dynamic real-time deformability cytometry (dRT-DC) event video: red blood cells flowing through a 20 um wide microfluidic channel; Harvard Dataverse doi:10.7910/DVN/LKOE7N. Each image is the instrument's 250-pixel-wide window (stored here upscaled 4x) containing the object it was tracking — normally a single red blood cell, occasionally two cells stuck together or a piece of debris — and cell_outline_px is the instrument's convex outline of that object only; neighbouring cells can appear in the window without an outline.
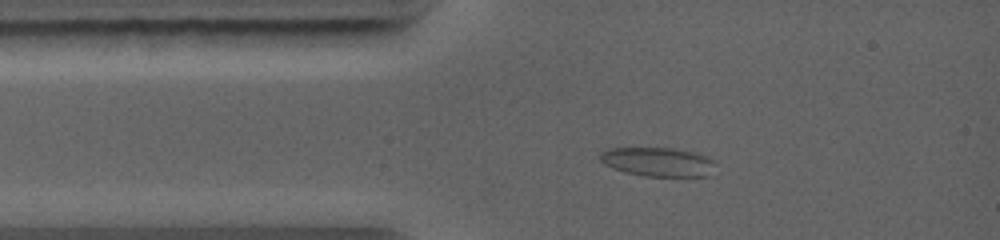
{"species": "common noctule bat (a hibernating species)", "species_latin": "Nyctalus noctula", "temperature_condition": "warm", "stored_images_in_passage": 8, "camera_frame_rate_fps": 5000, "um_per_image_px": 0.085, "animal": {"sex": "female", "body_mass_g": 19.0, "forearm_length_mm": 56.7}, "frame": {"image": 1, "passage_image": 3, "time_ms": 1.6, "image_size_px": [1000, 240], "cell_outline_px": [[716, 164], [708, 176], [644, 176], [624, 172], [604, 164], [600, 160], [600, 152], [608, 148], [672, 148], [696, 152], [708, 156], [716, 160]], "centroid_in_image_um": [55.95, 13.75], "position_along_channel_um": 29.0, "area_um2": 19.71}}
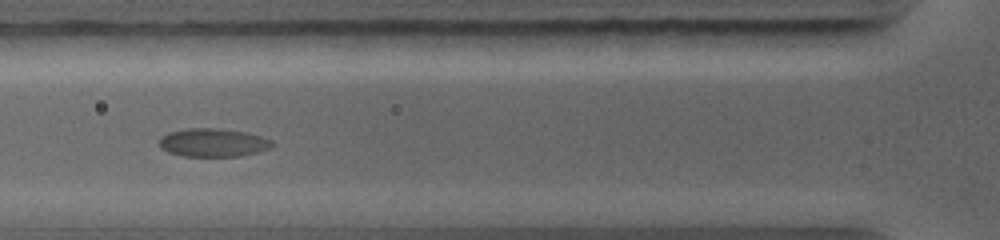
{"frame": {"image": 2, "passage_image": 6, "time_ms": 3.8, "image_size_px": [1000, 240], "cell_outline_px": [[276, 144], [272, 148], [260, 152], [240, 156], [180, 156], [168, 152], [160, 148], [160, 136], [168, 132], [188, 128], [216, 128], [248, 132], [272, 140]], "centroid_in_image_um": [18.14, 12.12], "position_along_channel_um": 107.7, "area_um2": 18.96}}
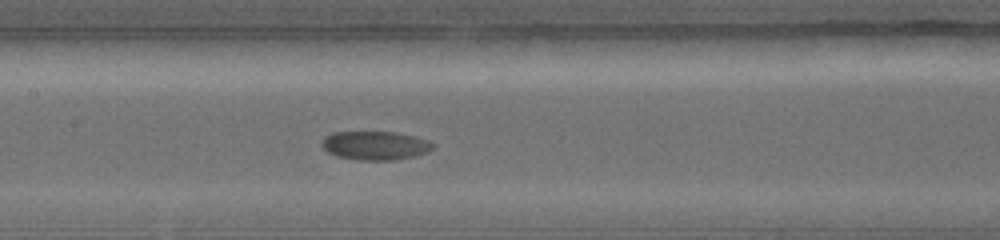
{"frame": {"image": 3, "passage_image": 8, "time_ms": 5.4, "image_size_px": [1000, 240], "cell_outline_px": [[436, 148], [428, 152], [416, 156], [396, 160], [360, 160], [336, 156], [328, 152], [320, 144], [320, 140], [324, 136], [332, 132], [396, 132], [416, 136], [428, 140], [436, 144]], "centroid_in_image_um": [31.92, 12.36], "position_along_channel_um": 175.5, "area_um2": 19.02}}